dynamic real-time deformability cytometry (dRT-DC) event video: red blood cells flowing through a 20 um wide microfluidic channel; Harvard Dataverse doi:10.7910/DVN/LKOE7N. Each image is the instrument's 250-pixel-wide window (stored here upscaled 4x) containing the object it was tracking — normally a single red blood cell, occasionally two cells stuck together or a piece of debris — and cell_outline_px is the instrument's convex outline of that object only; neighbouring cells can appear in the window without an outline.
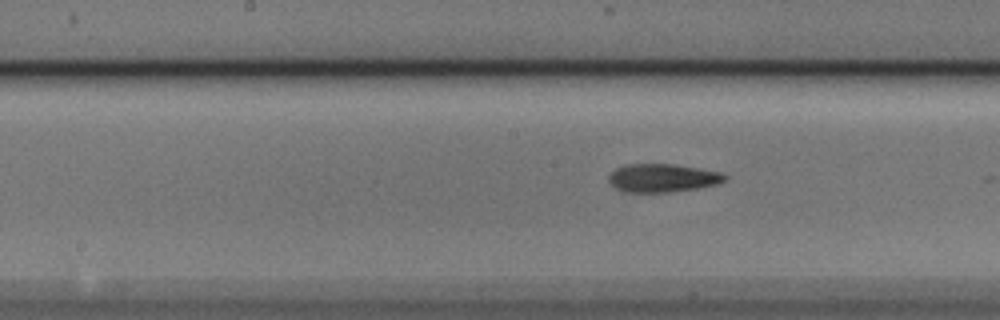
{"species": "Egyptian fruit bat (a non-hibernating species)", "species_latin": "Rousettus aegyptiacus", "temperature_condition": "cold", "stored_images_in_passage": 5, "segment_of_instrument_passage": [2, 2], "camera_frame_rate_fps": 3000, "um_per_image_px": 0.085, "animal": {"sex": "male"}, "frame": {"image": 1, "passage_image": 5, "time_ms": 1.333, "image_size_px": [1000, 320], "cell_outline_px": [[728, 180], [716, 184], [696, 188], [668, 192], [624, 192], [616, 188], [608, 180], [608, 176], [616, 168], [628, 164], [672, 164], [720, 172], [728, 176]], "centroid_in_image_um": [56.31, 15.13], "position_along_channel_um": 191.9, "area_um2": 18.96}}